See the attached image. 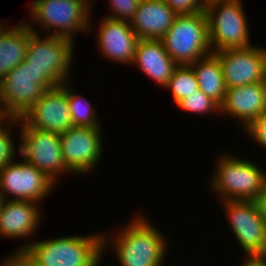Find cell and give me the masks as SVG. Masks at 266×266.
Masks as SVG:
<instances>
[{
	"label": "cell",
	"mask_w": 266,
	"mask_h": 266,
	"mask_svg": "<svg viewBox=\"0 0 266 266\" xmlns=\"http://www.w3.org/2000/svg\"><path fill=\"white\" fill-rule=\"evenodd\" d=\"M160 40L178 65H190L212 53L206 12L177 15Z\"/></svg>",
	"instance_id": "277c9868"
},
{
	"label": "cell",
	"mask_w": 266,
	"mask_h": 266,
	"mask_svg": "<svg viewBox=\"0 0 266 266\" xmlns=\"http://www.w3.org/2000/svg\"><path fill=\"white\" fill-rule=\"evenodd\" d=\"M232 232L246 255L266 254V220L254 200L223 201Z\"/></svg>",
	"instance_id": "30bf717a"
},
{
	"label": "cell",
	"mask_w": 266,
	"mask_h": 266,
	"mask_svg": "<svg viewBox=\"0 0 266 266\" xmlns=\"http://www.w3.org/2000/svg\"><path fill=\"white\" fill-rule=\"evenodd\" d=\"M101 234L33 241L16 253H22L30 266H99L106 244L110 245L106 233Z\"/></svg>",
	"instance_id": "6da1fadb"
},
{
	"label": "cell",
	"mask_w": 266,
	"mask_h": 266,
	"mask_svg": "<svg viewBox=\"0 0 266 266\" xmlns=\"http://www.w3.org/2000/svg\"><path fill=\"white\" fill-rule=\"evenodd\" d=\"M97 34L98 49L105 58L108 57L122 64H132L139 37L128 21L113 20L106 16Z\"/></svg>",
	"instance_id": "9a60e30c"
},
{
	"label": "cell",
	"mask_w": 266,
	"mask_h": 266,
	"mask_svg": "<svg viewBox=\"0 0 266 266\" xmlns=\"http://www.w3.org/2000/svg\"><path fill=\"white\" fill-rule=\"evenodd\" d=\"M141 0H109L112 14L107 18L130 21L138 9Z\"/></svg>",
	"instance_id": "484cf974"
},
{
	"label": "cell",
	"mask_w": 266,
	"mask_h": 266,
	"mask_svg": "<svg viewBox=\"0 0 266 266\" xmlns=\"http://www.w3.org/2000/svg\"><path fill=\"white\" fill-rule=\"evenodd\" d=\"M72 91L68 84V106L73 126L100 127L101 122L98 121L96 114L93 112L91 103Z\"/></svg>",
	"instance_id": "603a6c76"
},
{
	"label": "cell",
	"mask_w": 266,
	"mask_h": 266,
	"mask_svg": "<svg viewBox=\"0 0 266 266\" xmlns=\"http://www.w3.org/2000/svg\"><path fill=\"white\" fill-rule=\"evenodd\" d=\"M159 231L138 214L123 231L110 238L121 266H161L167 242Z\"/></svg>",
	"instance_id": "7a4b0ae2"
},
{
	"label": "cell",
	"mask_w": 266,
	"mask_h": 266,
	"mask_svg": "<svg viewBox=\"0 0 266 266\" xmlns=\"http://www.w3.org/2000/svg\"><path fill=\"white\" fill-rule=\"evenodd\" d=\"M29 7L32 20H36L38 26L41 24L46 32L57 30L47 34L73 40L76 31L91 28L89 17L92 10L80 0H35Z\"/></svg>",
	"instance_id": "ba28073f"
},
{
	"label": "cell",
	"mask_w": 266,
	"mask_h": 266,
	"mask_svg": "<svg viewBox=\"0 0 266 266\" xmlns=\"http://www.w3.org/2000/svg\"><path fill=\"white\" fill-rule=\"evenodd\" d=\"M4 201H5L4 196L0 193V211L3 206Z\"/></svg>",
	"instance_id": "d6a6232c"
},
{
	"label": "cell",
	"mask_w": 266,
	"mask_h": 266,
	"mask_svg": "<svg viewBox=\"0 0 266 266\" xmlns=\"http://www.w3.org/2000/svg\"><path fill=\"white\" fill-rule=\"evenodd\" d=\"M6 198L0 211V236L26 238L36 233L41 223L38 204Z\"/></svg>",
	"instance_id": "ac0fdd59"
},
{
	"label": "cell",
	"mask_w": 266,
	"mask_h": 266,
	"mask_svg": "<svg viewBox=\"0 0 266 266\" xmlns=\"http://www.w3.org/2000/svg\"><path fill=\"white\" fill-rule=\"evenodd\" d=\"M246 261L242 262V266H266V254L247 255Z\"/></svg>",
	"instance_id": "f546056e"
},
{
	"label": "cell",
	"mask_w": 266,
	"mask_h": 266,
	"mask_svg": "<svg viewBox=\"0 0 266 266\" xmlns=\"http://www.w3.org/2000/svg\"><path fill=\"white\" fill-rule=\"evenodd\" d=\"M165 3L177 15H190L205 11L204 0H165Z\"/></svg>",
	"instance_id": "4316f807"
},
{
	"label": "cell",
	"mask_w": 266,
	"mask_h": 266,
	"mask_svg": "<svg viewBox=\"0 0 266 266\" xmlns=\"http://www.w3.org/2000/svg\"><path fill=\"white\" fill-rule=\"evenodd\" d=\"M242 5L241 0L217 1L206 5L213 53L251 46L249 27Z\"/></svg>",
	"instance_id": "8992f818"
},
{
	"label": "cell",
	"mask_w": 266,
	"mask_h": 266,
	"mask_svg": "<svg viewBox=\"0 0 266 266\" xmlns=\"http://www.w3.org/2000/svg\"><path fill=\"white\" fill-rule=\"evenodd\" d=\"M56 85L24 60L0 81V114L21 118L46 90Z\"/></svg>",
	"instance_id": "3957f363"
},
{
	"label": "cell",
	"mask_w": 266,
	"mask_h": 266,
	"mask_svg": "<svg viewBox=\"0 0 266 266\" xmlns=\"http://www.w3.org/2000/svg\"><path fill=\"white\" fill-rule=\"evenodd\" d=\"M177 105L180 109L200 114L220 111V106L200 89L180 100Z\"/></svg>",
	"instance_id": "cb8c5ba5"
},
{
	"label": "cell",
	"mask_w": 266,
	"mask_h": 266,
	"mask_svg": "<svg viewBox=\"0 0 266 266\" xmlns=\"http://www.w3.org/2000/svg\"><path fill=\"white\" fill-rule=\"evenodd\" d=\"M67 83L46 90L20 119L34 129L59 135L73 127Z\"/></svg>",
	"instance_id": "5bb4252c"
},
{
	"label": "cell",
	"mask_w": 266,
	"mask_h": 266,
	"mask_svg": "<svg viewBox=\"0 0 266 266\" xmlns=\"http://www.w3.org/2000/svg\"><path fill=\"white\" fill-rule=\"evenodd\" d=\"M0 266H30L28 259L22 253L9 255L6 260L0 263Z\"/></svg>",
	"instance_id": "f1b7e54d"
},
{
	"label": "cell",
	"mask_w": 266,
	"mask_h": 266,
	"mask_svg": "<svg viewBox=\"0 0 266 266\" xmlns=\"http://www.w3.org/2000/svg\"><path fill=\"white\" fill-rule=\"evenodd\" d=\"M6 120V121H5ZM9 121V122H8ZM3 122H6L5 124ZM8 122V124H7ZM16 124V118H2L0 120V170L12 163L15 155V147L12 138L10 137V125ZM9 125V126H8ZM8 128H7V127ZM10 127V128H9ZM9 130V131H8Z\"/></svg>",
	"instance_id": "d4e9b609"
},
{
	"label": "cell",
	"mask_w": 266,
	"mask_h": 266,
	"mask_svg": "<svg viewBox=\"0 0 266 266\" xmlns=\"http://www.w3.org/2000/svg\"><path fill=\"white\" fill-rule=\"evenodd\" d=\"M55 183L42 171L24 160L12 162L0 170V193L14 196L9 200L40 202L52 191Z\"/></svg>",
	"instance_id": "8fae6325"
},
{
	"label": "cell",
	"mask_w": 266,
	"mask_h": 266,
	"mask_svg": "<svg viewBox=\"0 0 266 266\" xmlns=\"http://www.w3.org/2000/svg\"><path fill=\"white\" fill-rule=\"evenodd\" d=\"M206 5L217 1H230V0H204Z\"/></svg>",
	"instance_id": "836d02e7"
},
{
	"label": "cell",
	"mask_w": 266,
	"mask_h": 266,
	"mask_svg": "<svg viewBox=\"0 0 266 266\" xmlns=\"http://www.w3.org/2000/svg\"><path fill=\"white\" fill-rule=\"evenodd\" d=\"M0 30V81L14 67L25 60L31 28L26 22Z\"/></svg>",
	"instance_id": "ffe728a7"
},
{
	"label": "cell",
	"mask_w": 266,
	"mask_h": 266,
	"mask_svg": "<svg viewBox=\"0 0 266 266\" xmlns=\"http://www.w3.org/2000/svg\"><path fill=\"white\" fill-rule=\"evenodd\" d=\"M27 24L31 31L25 60L30 66L45 74L56 86L68 82L74 41L50 34L42 39L32 25Z\"/></svg>",
	"instance_id": "52a82bcc"
},
{
	"label": "cell",
	"mask_w": 266,
	"mask_h": 266,
	"mask_svg": "<svg viewBox=\"0 0 266 266\" xmlns=\"http://www.w3.org/2000/svg\"><path fill=\"white\" fill-rule=\"evenodd\" d=\"M259 212L266 220V184L264 185L263 190L257 195V198L254 200Z\"/></svg>",
	"instance_id": "4dcf8cb0"
},
{
	"label": "cell",
	"mask_w": 266,
	"mask_h": 266,
	"mask_svg": "<svg viewBox=\"0 0 266 266\" xmlns=\"http://www.w3.org/2000/svg\"><path fill=\"white\" fill-rule=\"evenodd\" d=\"M16 123L21 127L22 142L18 148L21 156L56 183V178L61 176L62 172L69 171L62 159L60 135L34 129L27 126L20 118H16Z\"/></svg>",
	"instance_id": "9c48e42d"
},
{
	"label": "cell",
	"mask_w": 266,
	"mask_h": 266,
	"mask_svg": "<svg viewBox=\"0 0 266 266\" xmlns=\"http://www.w3.org/2000/svg\"><path fill=\"white\" fill-rule=\"evenodd\" d=\"M258 144L266 148V110L260 114L246 130Z\"/></svg>",
	"instance_id": "83f0119b"
},
{
	"label": "cell",
	"mask_w": 266,
	"mask_h": 266,
	"mask_svg": "<svg viewBox=\"0 0 266 266\" xmlns=\"http://www.w3.org/2000/svg\"><path fill=\"white\" fill-rule=\"evenodd\" d=\"M80 1H82L86 6H88V8L89 9H91L92 7H90L91 6V0H80Z\"/></svg>",
	"instance_id": "1f68e13d"
},
{
	"label": "cell",
	"mask_w": 266,
	"mask_h": 266,
	"mask_svg": "<svg viewBox=\"0 0 266 266\" xmlns=\"http://www.w3.org/2000/svg\"><path fill=\"white\" fill-rule=\"evenodd\" d=\"M6 24H0V30L5 26Z\"/></svg>",
	"instance_id": "e575fe53"
},
{
	"label": "cell",
	"mask_w": 266,
	"mask_h": 266,
	"mask_svg": "<svg viewBox=\"0 0 266 266\" xmlns=\"http://www.w3.org/2000/svg\"><path fill=\"white\" fill-rule=\"evenodd\" d=\"M211 181L212 190L223 201L255 200L266 184V174L247 160L224 155Z\"/></svg>",
	"instance_id": "5b68a950"
},
{
	"label": "cell",
	"mask_w": 266,
	"mask_h": 266,
	"mask_svg": "<svg viewBox=\"0 0 266 266\" xmlns=\"http://www.w3.org/2000/svg\"><path fill=\"white\" fill-rule=\"evenodd\" d=\"M226 88L266 82V48L250 46L215 52Z\"/></svg>",
	"instance_id": "4fadbf2b"
},
{
	"label": "cell",
	"mask_w": 266,
	"mask_h": 266,
	"mask_svg": "<svg viewBox=\"0 0 266 266\" xmlns=\"http://www.w3.org/2000/svg\"><path fill=\"white\" fill-rule=\"evenodd\" d=\"M99 127L73 126L60 134L62 159L69 173L86 174L102 156Z\"/></svg>",
	"instance_id": "7c38bea8"
},
{
	"label": "cell",
	"mask_w": 266,
	"mask_h": 266,
	"mask_svg": "<svg viewBox=\"0 0 266 266\" xmlns=\"http://www.w3.org/2000/svg\"><path fill=\"white\" fill-rule=\"evenodd\" d=\"M166 88L171 89L176 104L189 94L196 92L199 89V84L192 67L190 65H178Z\"/></svg>",
	"instance_id": "7402d4cb"
},
{
	"label": "cell",
	"mask_w": 266,
	"mask_h": 266,
	"mask_svg": "<svg viewBox=\"0 0 266 266\" xmlns=\"http://www.w3.org/2000/svg\"><path fill=\"white\" fill-rule=\"evenodd\" d=\"M266 110V82L226 89L220 112L241 120L244 130Z\"/></svg>",
	"instance_id": "2e32d148"
},
{
	"label": "cell",
	"mask_w": 266,
	"mask_h": 266,
	"mask_svg": "<svg viewBox=\"0 0 266 266\" xmlns=\"http://www.w3.org/2000/svg\"><path fill=\"white\" fill-rule=\"evenodd\" d=\"M166 87L178 64L166 52L161 40L139 39L132 65Z\"/></svg>",
	"instance_id": "d6986e66"
},
{
	"label": "cell",
	"mask_w": 266,
	"mask_h": 266,
	"mask_svg": "<svg viewBox=\"0 0 266 266\" xmlns=\"http://www.w3.org/2000/svg\"><path fill=\"white\" fill-rule=\"evenodd\" d=\"M190 66L196 75L199 89L221 106L227 88L219 57L212 52Z\"/></svg>",
	"instance_id": "44dd1931"
},
{
	"label": "cell",
	"mask_w": 266,
	"mask_h": 266,
	"mask_svg": "<svg viewBox=\"0 0 266 266\" xmlns=\"http://www.w3.org/2000/svg\"><path fill=\"white\" fill-rule=\"evenodd\" d=\"M176 16L165 0H141L129 23L139 39L160 40Z\"/></svg>",
	"instance_id": "e0dca14e"
}]
</instances>
